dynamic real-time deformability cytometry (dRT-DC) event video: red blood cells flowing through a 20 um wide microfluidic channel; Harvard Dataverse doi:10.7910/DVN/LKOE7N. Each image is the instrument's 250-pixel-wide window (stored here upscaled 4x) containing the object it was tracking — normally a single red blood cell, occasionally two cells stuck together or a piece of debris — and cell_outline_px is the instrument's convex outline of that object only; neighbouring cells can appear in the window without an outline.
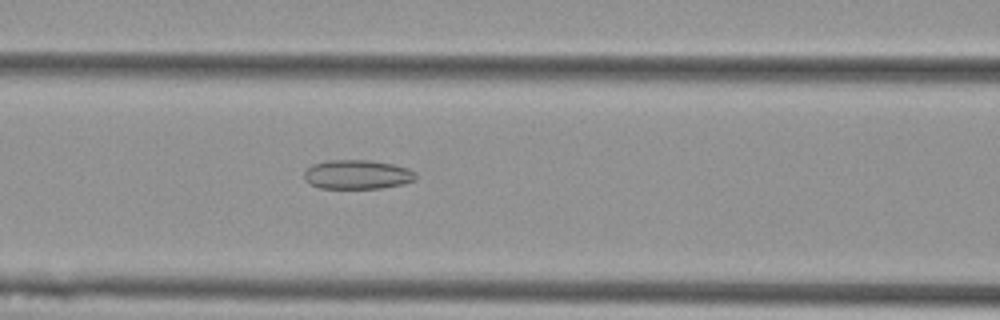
{"species": "Egyptian fruit bat (a non-hibernating species)", "species_latin": "Rousettus aegyptiacus", "temperature_condition": "cold", "stored_images_in_passage": 56, "camera_frame_rate_fps": 3000, "um_per_image_px": 0.085, "animal": {"sex": "female"}, "frame": {"image": 1, "passage_image": 24, "time_ms": 7.667, "image_size_px": [1000, 320], "cell_outline_px": [[416, 180], [404, 184], [380, 188], [320, 188], [308, 184], [304, 180], [304, 172], [312, 164], [328, 160], [368, 160], [392, 164], [408, 168], [416, 172]], "centroid_in_image_um": [30.36, 14.84], "position_along_channel_um": 136.2, "area_um2": 19.13}}
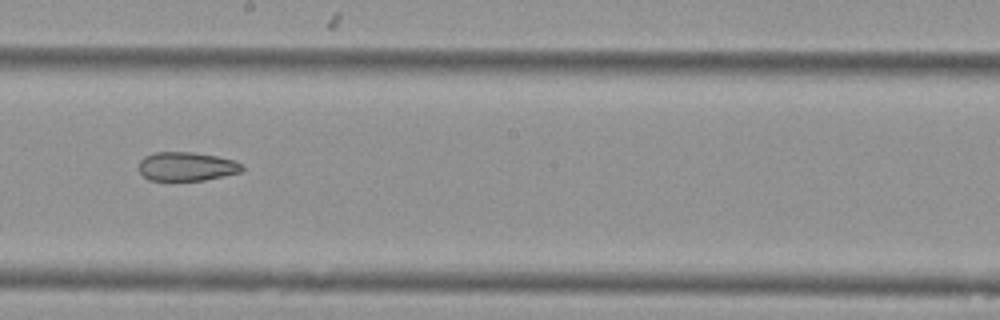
{"frame": {"image": 2, "passage_image": 32, "time_ms": 10.333, "image_size_px": [1000, 320], "cell_outline_px": [[244, 168], [240, 172], [224, 176], [204, 180], [148, 180], [140, 172], [140, 160], [144, 156], [156, 152], [192, 152], [216, 156], [232, 160], [244, 164]], "centroid_in_image_um": [15.87, 14.15], "position_along_channel_um": 232.3, "area_um2": 17.28}}
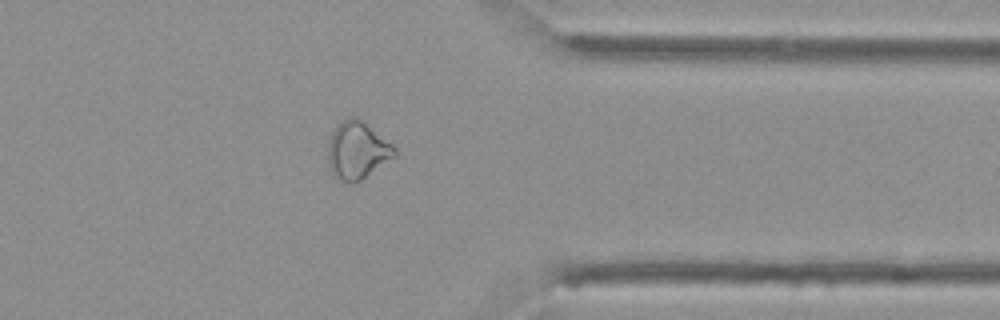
{"frame": {"image": 3, "passage_image": 45, "time_ms": 14.667, "image_size_px": [1000, 320], "cell_outline_px": [[396, 156], [360, 180], [352, 184], [348, 184], [332, 176], [328, 164], [328, 140], [336, 124], [348, 116], [356, 116], [392, 144], [396, 148]], "centroid_in_image_um": [30.33, 12.79], "position_along_channel_um": 381.1, "area_um2": 22.48}, "authors_computed_cell_mechanics": {"area_um2": 23.4957, "velocity_mm_per_s": 3.6165, "shape_relaxation_time_tau1_ms": null, "shape_relaxation_time_tau2_ms": 6.9441, "deformation_change_tau1": null, "deformation_change_tau2": 0.1481}}